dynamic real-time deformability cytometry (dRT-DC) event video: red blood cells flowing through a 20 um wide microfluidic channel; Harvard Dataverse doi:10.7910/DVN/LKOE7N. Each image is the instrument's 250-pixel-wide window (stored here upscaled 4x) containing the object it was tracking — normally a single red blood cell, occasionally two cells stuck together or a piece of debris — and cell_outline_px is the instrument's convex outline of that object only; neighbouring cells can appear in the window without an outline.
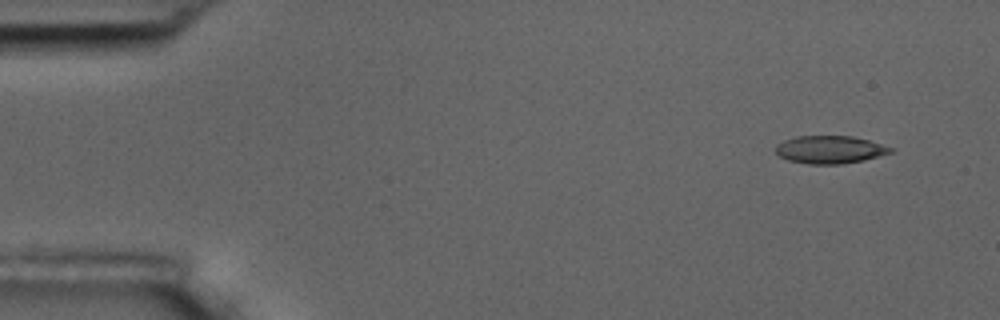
{"species": "common noctule bat (a hibernating species)", "species_latin": "Nyctalus noctula", "temperature_condition": "room temperature", "stored_images_in_passage": 9, "camera_frame_rate_fps": 3000, "um_per_image_px": 0.085, "animal": {"sex": "male", "body_mass_g": 17.5, "forearm_length_mm": 52.3}, "frame": {"image": 1, "passage_image": 1, "time_ms": 0.0, "image_size_px": [1000, 320], "cell_outline_px": [[896, 152], [864, 160], [844, 164], [808, 164], [788, 160], [780, 156], [776, 152], [776, 144], [784, 140], [796, 136], [852, 136], [868, 140], [896, 148]], "centroid_in_image_um": [70.6, 12.72], "position_along_channel_um": 14.4, "area_um2": 18.84}}
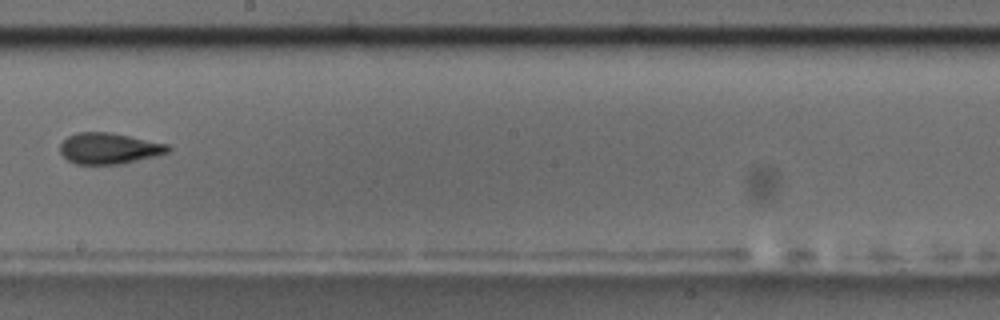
{"frame": {"image": 2, "passage_image": 8, "time_ms": 9.0, "image_size_px": [1000, 320], "cell_outline_px": [[172, 148], [168, 152], [156, 156], [124, 164], [76, 164], [68, 160], [60, 152], [60, 144], [68, 136], [76, 132], [108, 132], [168, 144]], "centroid_in_image_um": [9.27, 12.62], "position_along_channel_um": 238.9, "area_um2": 19.54}}
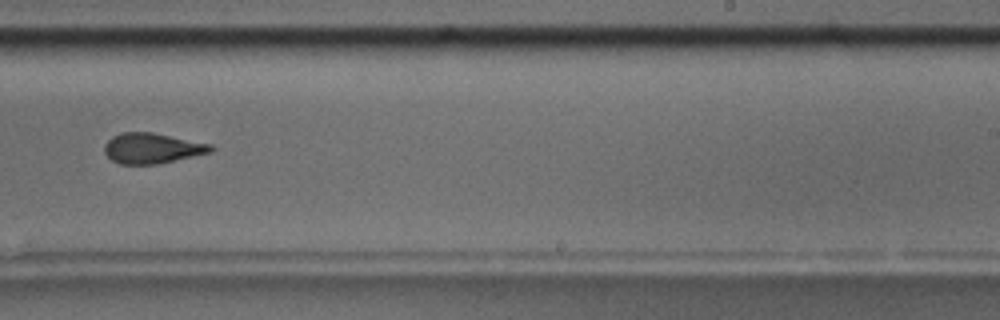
{"frame": {"image": 3, "passage_image": 9, "time_ms": 10.0, "image_size_px": [1000, 320], "cell_outline_px": [[216, 148], [212, 152], [156, 164], [120, 164], [112, 160], [104, 152], [104, 144], [112, 136], [120, 132], [152, 132], [212, 144]], "centroid_in_image_um": [12.93, 12.59], "position_along_channel_um": 276.1, "area_um2": 18.9}}